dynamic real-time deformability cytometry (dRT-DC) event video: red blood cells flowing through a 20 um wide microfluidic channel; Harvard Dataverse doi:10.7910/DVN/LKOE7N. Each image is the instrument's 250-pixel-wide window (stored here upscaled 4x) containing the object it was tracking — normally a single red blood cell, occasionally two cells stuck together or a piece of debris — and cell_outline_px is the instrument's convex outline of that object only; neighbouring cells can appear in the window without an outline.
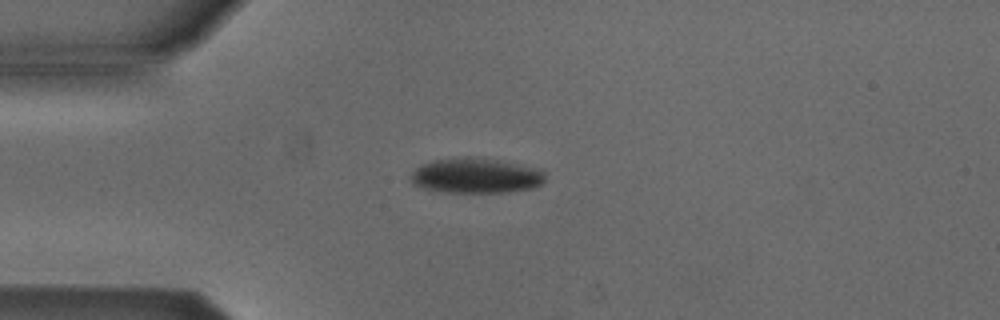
{"species": "Egyptian fruit bat (a non-hibernating species)", "species_latin": "Rousettus aegyptiacus", "temperature_condition": "cold", "stored_images_in_passage": 6, "camera_frame_rate_fps": 3000, "um_per_image_px": 0.085, "animal": {"sex": "male"}, "frame": {"image": 1, "passage_image": 1, "time_ms": 0.0, "image_size_px": [1000, 320], "cell_outline_px": [[544, 184], [532, 188], [508, 192], [440, 192], [424, 188], [412, 184], [408, 180], [412, 172], [420, 164], [436, 160], [492, 160], [544, 168]], "centroid_in_image_um": [40.48, 14.98], "position_along_channel_um": 44.5, "area_um2": 26.88}}